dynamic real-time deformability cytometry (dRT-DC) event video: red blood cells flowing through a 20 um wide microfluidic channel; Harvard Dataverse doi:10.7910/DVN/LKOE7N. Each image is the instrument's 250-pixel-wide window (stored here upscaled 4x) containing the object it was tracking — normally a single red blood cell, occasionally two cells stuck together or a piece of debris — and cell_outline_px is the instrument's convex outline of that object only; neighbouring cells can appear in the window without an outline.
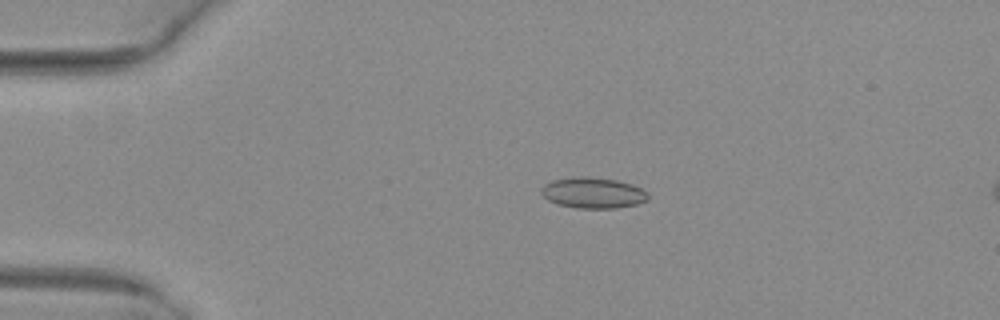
{"species": "common noctule bat (a hibernating species)", "species_latin": "Nyctalus noctula", "temperature_condition": "warm", "stored_images_in_passage": 51, "camera_frame_rate_fps": 3000, "um_per_image_px": 0.085, "animal": {"sex": "female", "body_mass_g": 29.2, "forearm_length_mm": 56.3}, "frame": {"image": 1, "passage_image": 11, "time_ms": 3.333, "image_size_px": [1000, 320], "cell_outline_px": [[648, 200], [636, 204], [616, 208], [576, 208], [556, 204], [548, 200], [540, 192], [540, 188], [544, 184], [552, 180], [572, 176], [588, 176], [616, 180], [632, 184], [648, 192]], "centroid_in_image_um": [50.37, 16.38], "position_along_channel_um": 34.6, "area_um2": 19.42}}
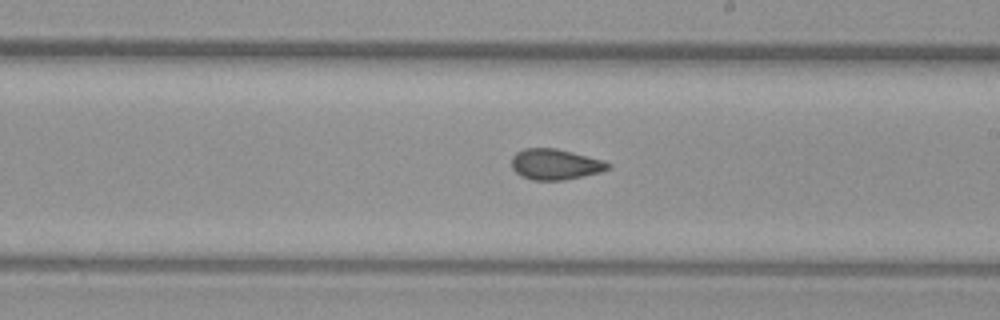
{"frame": {"image": 2, "passage_image": 30, "time_ms": 9.667, "image_size_px": [1000, 320], "cell_outline_px": [[612, 164], [608, 168], [600, 172], [584, 176], [564, 180], [532, 180], [520, 176], [512, 168], [512, 156], [516, 152], [524, 148], [556, 148], [604, 160]], "centroid_in_image_um": [47.18, 13.96], "position_along_channel_um": 241.8, "area_um2": 17.34}}
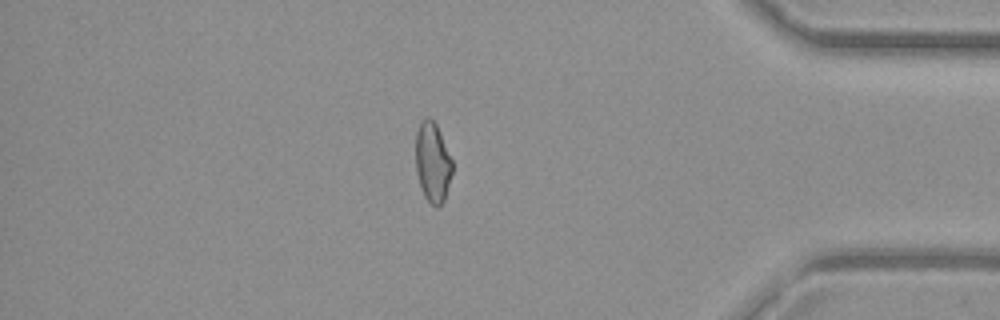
{"frame": {"image": 3, "passage_image": 44, "time_ms": 14.333, "image_size_px": [1000, 320], "cell_outline_px": [[452, 172], [444, 200], [436, 208], [424, 196], [416, 172], [416, 132], [420, 120], [428, 116], [436, 124], [452, 160]], "centroid_in_image_um": [36.76, 13.77], "position_along_channel_um": 398.4, "area_um2": 16.88}, "authors_computed_cell_mechanics": {"area_um2": 17.7446, "velocity_mm_per_s": 4.0603, "shape_relaxation_time_tau1_ms": null, "shape_relaxation_time_tau2_ms": 1.7175, "deformation_change_tau1": null, "deformation_change_tau2": 0.0671}}